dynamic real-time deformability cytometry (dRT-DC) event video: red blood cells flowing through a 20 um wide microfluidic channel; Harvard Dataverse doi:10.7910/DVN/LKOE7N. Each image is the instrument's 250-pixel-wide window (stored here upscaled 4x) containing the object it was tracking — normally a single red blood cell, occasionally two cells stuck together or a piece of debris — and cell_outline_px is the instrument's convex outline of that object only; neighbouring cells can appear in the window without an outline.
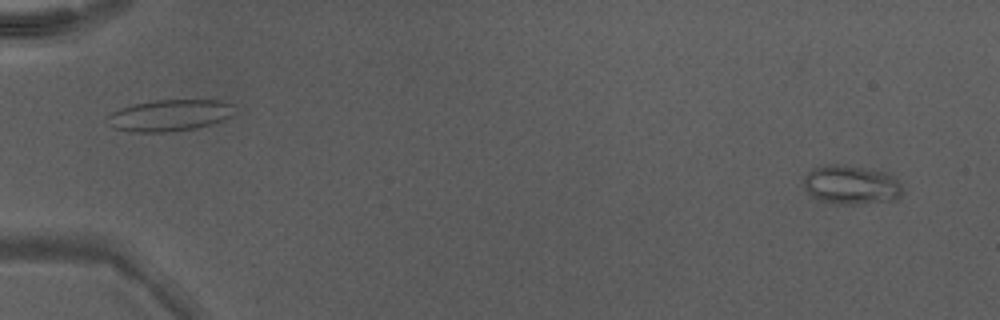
{"species": "Egyptian fruit bat (a non-hibernating species)", "species_latin": "Rousettus aegyptiacus", "temperature_condition": "warm", "stored_images_in_passage": 49, "camera_frame_rate_fps": 3000, "um_per_image_px": 0.085, "animal": {"sex": "male"}, "frame": {"image": 1, "passage_image": 3, "time_ms": 0.667, "image_size_px": [1000, 320], "cell_outline_px": [[900, 200], [864, 204], [840, 204], [820, 200], [812, 196], [804, 188], [804, 176], [812, 168], [824, 164], [840, 164], [888, 172], [900, 184]], "centroid_in_image_um": [72.34, 15.71], "position_along_channel_um": 12.7, "area_um2": 22.66}}
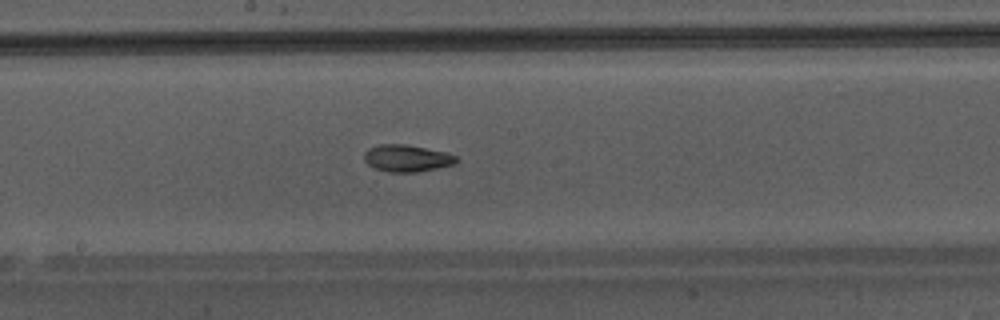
{"frame": {"image": 2, "passage_image": 28, "time_ms": 9.0, "image_size_px": [1000, 320], "cell_outline_px": [[460, 160], [452, 164], [436, 168], [416, 172], [388, 172], [376, 168], [368, 164], [364, 160], [364, 152], [368, 148], [380, 144], [408, 144], [444, 152], [456, 156]], "centroid_in_image_um": [34.56, 13.44], "position_along_channel_um": 213.6, "area_um2": 14.39}}
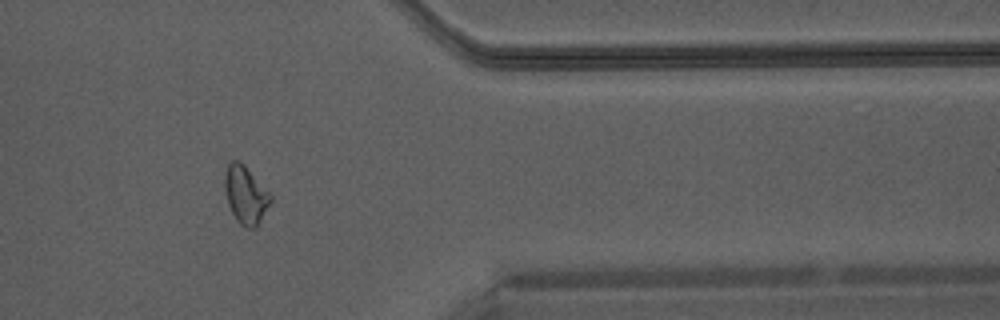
{"frame": {"image": 3, "passage_image": 41, "time_ms": 13.333, "image_size_px": [1000, 320], "cell_outline_px": [[272, 200], [256, 228], [248, 228], [240, 224], [236, 220], [228, 204], [224, 188], [224, 172], [228, 164], [232, 160], [240, 160], [244, 164], [272, 196]], "centroid_in_image_um": [20.85, 16.55], "position_along_channel_um": 390.5, "area_um2": 15.43}}